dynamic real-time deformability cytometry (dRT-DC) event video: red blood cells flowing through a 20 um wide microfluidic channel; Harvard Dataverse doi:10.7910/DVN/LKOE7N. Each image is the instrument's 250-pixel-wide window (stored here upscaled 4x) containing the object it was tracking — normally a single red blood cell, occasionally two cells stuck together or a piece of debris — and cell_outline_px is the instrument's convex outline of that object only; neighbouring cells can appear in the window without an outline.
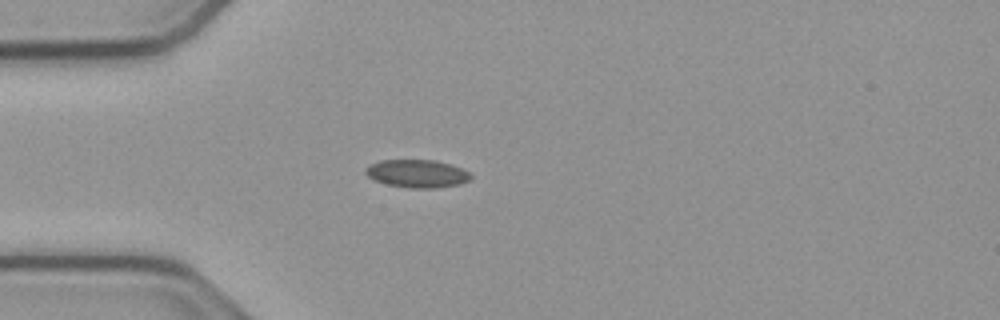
{"species": "common noctule bat (a hibernating species)", "species_latin": "Nyctalus noctula", "temperature_condition": "cold", "stored_images_in_passage": 40, "camera_frame_rate_fps": 3000, "um_per_image_px": 0.085, "animal": {"sex": "male", "body_mass_g": 23.1, "forearm_length_mm": 52.7}, "frame": {"image": 1, "passage_image": 1, "time_ms": 0.0, "image_size_px": [1000, 320], "cell_outline_px": [[472, 176], [468, 180], [460, 184], [436, 188], [408, 188], [388, 184], [376, 180], [368, 176], [364, 172], [364, 168], [380, 160], [432, 160], [448, 164], [460, 168], [468, 172]], "centroid_in_image_um": [35.43, 14.76], "position_along_channel_um": 49.6, "area_um2": 16.88}}
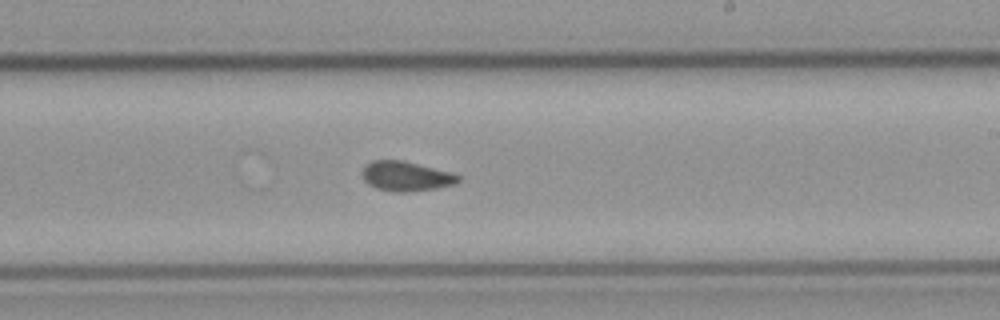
{"frame": {"image": 2, "passage_image": 18, "time_ms": 5.667, "image_size_px": [1000, 320], "cell_outline_px": [[460, 180], [456, 184], [436, 188], [408, 192], [392, 192], [376, 188], [368, 184], [364, 180], [364, 164], [372, 160], [404, 160], [452, 172], [460, 176]], "centroid_in_image_um": [34.53, 14.97], "position_along_channel_um": 254.5, "area_um2": 16.76}}
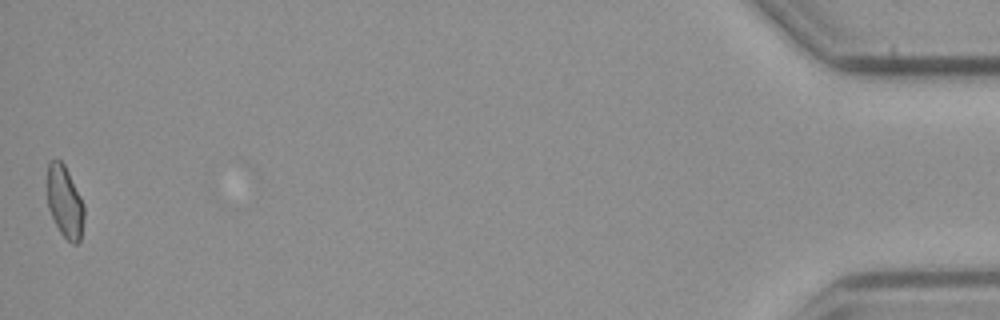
{"frame": {"image": 3, "passage_image": 40, "time_ms": 13.0, "image_size_px": [1000, 320], "cell_outline_px": [[84, 216], [80, 240], [76, 244], [72, 244], [60, 232], [48, 208], [48, 164], [52, 160], [60, 160], [64, 164], [84, 204]], "centroid_in_image_um": [5.52, 17.18], "position_along_channel_um": 429.7, "area_um2": 15.14}, "authors_computed_cell_mechanics": {"area_um2": 16.473, "velocity_mm_per_s": 3.7923, "shape_relaxation_time_tau1_ms": null, "shape_relaxation_time_tau2_ms": 2.9902, "deformation_change_tau1": null, "deformation_change_tau2": 0.0664}}